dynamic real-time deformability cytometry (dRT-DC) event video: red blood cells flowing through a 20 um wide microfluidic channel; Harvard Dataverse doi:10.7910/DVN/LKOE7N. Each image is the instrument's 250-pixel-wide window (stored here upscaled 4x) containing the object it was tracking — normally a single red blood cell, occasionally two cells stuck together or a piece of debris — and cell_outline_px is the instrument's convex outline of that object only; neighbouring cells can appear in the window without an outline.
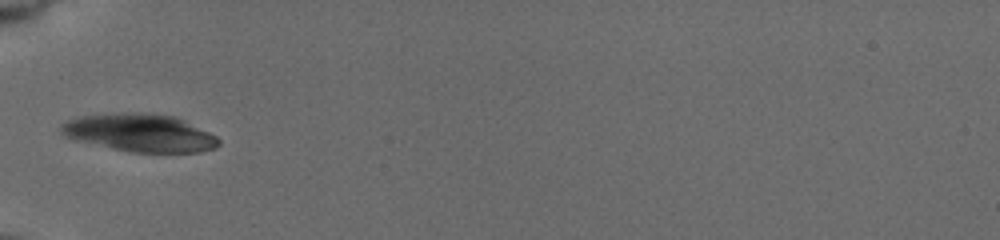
{"species": "common noctule bat (a hibernating species)", "species_latin": "Nyctalus noctula", "temperature_condition": "cold", "stored_images_in_passage": 14, "camera_frame_rate_fps": 3000, "um_per_image_px": 0.085, "animal": {"sex": "female", "body_mass_g": 19.5, "forearm_length_mm": 54.1}, "frame": {"image": 1, "passage_image": 1, "time_ms": 0.0, "image_size_px": [1000, 240], "cell_outline_px": [[220, 144], [216, 148], [200, 152], [132, 152], [112, 148], [68, 136], [60, 128], [60, 124], [68, 120], [84, 116], [136, 112], [172, 116], [184, 120], [216, 136], [220, 140]], "centroid_in_image_um": [11.99, 11.3], "position_along_channel_um": 73.0, "area_um2": 33.7}}